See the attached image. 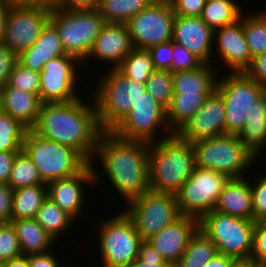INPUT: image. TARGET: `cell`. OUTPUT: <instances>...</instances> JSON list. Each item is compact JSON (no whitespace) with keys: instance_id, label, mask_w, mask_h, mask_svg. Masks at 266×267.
<instances>
[{"instance_id":"4dcf8cb0","label":"cell","mask_w":266,"mask_h":267,"mask_svg":"<svg viewBox=\"0 0 266 267\" xmlns=\"http://www.w3.org/2000/svg\"><path fill=\"white\" fill-rule=\"evenodd\" d=\"M210 95H173L166 108L167 125L176 133L205 103Z\"/></svg>"},{"instance_id":"d590c367","label":"cell","mask_w":266,"mask_h":267,"mask_svg":"<svg viewBox=\"0 0 266 267\" xmlns=\"http://www.w3.org/2000/svg\"><path fill=\"white\" fill-rule=\"evenodd\" d=\"M28 128L0 110V151L20 152Z\"/></svg>"},{"instance_id":"cb8c5ba5","label":"cell","mask_w":266,"mask_h":267,"mask_svg":"<svg viewBox=\"0 0 266 267\" xmlns=\"http://www.w3.org/2000/svg\"><path fill=\"white\" fill-rule=\"evenodd\" d=\"M66 55L56 27L48 21L35 43L18 55V62L27 69L41 72L49 60Z\"/></svg>"},{"instance_id":"7402d4cb","label":"cell","mask_w":266,"mask_h":267,"mask_svg":"<svg viewBox=\"0 0 266 267\" xmlns=\"http://www.w3.org/2000/svg\"><path fill=\"white\" fill-rule=\"evenodd\" d=\"M198 228L199 220L197 218L181 215L148 240L155 247H158L164 260L174 266L181 258L190 238Z\"/></svg>"},{"instance_id":"be15d7a7","label":"cell","mask_w":266,"mask_h":267,"mask_svg":"<svg viewBox=\"0 0 266 267\" xmlns=\"http://www.w3.org/2000/svg\"><path fill=\"white\" fill-rule=\"evenodd\" d=\"M206 1H214V0H206ZM221 1H235V0H221Z\"/></svg>"},{"instance_id":"f546056e","label":"cell","mask_w":266,"mask_h":267,"mask_svg":"<svg viewBox=\"0 0 266 267\" xmlns=\"http://www.w3.org/2000/svg\"><path fill=\"white\" fill-rule=\"evenodd\" d=\"M216 254H218L217 246L205 232L198 228L173 267H204Z\"/></svg>"},{"instance_id":"7c38bea8","label":"cell","mask_w":266,"mask_h":267,"mask_svg":"<svg viewBox=\"0 0 266 267\" xmlns=\"http://www.w3.org/2000/svg\"><path fill=\"white\" fill-rule=\"evenodd\" d=\"M216 91L225 105V134L238 135L245 127L248 111L265 89L244 72H229L223 78L218 77Z\"/></svg>"},{"instance_id":"83f0119b","label":"cell","mask_w":266,"mask_h":267,"mask_svg":"<svg viewBox=\"0 0 266 267\" xmlns=\"http://www.w3.org/2000/svg\"><path fill=\"white\" fill-rule=\"evenodd\" d=\"M10 223L15 229L23 255L43 254L52 250L55 239L34 218L12 220Z\"/></svg>"},{"instance_id":"d4e9b609","label":"cell","mask_w":266,"mask_h":267,"mask_svg":"<svg viewBox=\"0 0 266 267\" xmlns=\"http://www.w3.org/2000/svg\"><path fill=\"white\" fill-rule=\"evenodd\" d=\"M245 177L230 178L219 195L215 211L252 220L250 181Z\"/></svg>"},{"instance_id":"b9f144b4","label":"cell","mask_w":266,"mask_h":267,"mask_svg":"<svg viewBox=\"0 0 266 267\" xmlns=\"http://www.w3.org/2000/svg\"><path fill=\"white\" fill-rule=\"evenodd\" d=\"M21 255L15 229L10 222H6L0 229V261L6 262Z\"/></svg>"},{"instance_id":"7a4b0ae2","label":"cell","mask_w":266,"mask_h":267,"mask_svg":"<svg viewBox=\"0 0 266 267\" xmlns=\"http://www.w3.org/2000/svg\"><path fill=\"white\" fill-rule=\"evenodd\" d=\"M71 102L42 103L32 130L39 136L71 146L91 162L102 129L99 126L93 99Z\"/></svg>"},{"instance_id":"c3c4849f","label":"cell","mask_w":266,"mask_h":267,"mask_svg":"<svg viewBox=\"0 0 266 267\" xmlns=\"http://www.w3.org/2000/svg\"><path fill=\"white\" fill-rule=\"evenodd\" d=\"M177 16L200 17L206 0H169Z\"/></svg>"},{"instance_id":"277c9868","label":"cell","mask_w":266,"mask_h":267,"mask_svg":"<svg viewBox=\"0 0 266 267\" xmlns=\"http://www.w3.org/2000/svg\"><path fill=\"white\" fill-rule=\"evenodd\" d=\"M108 69L91 95L103 131H111L131 111L133 103L146 92L145 83L127 78L117 69Z\"/></svg>"},{"instance_id":"7bdbcfd3","label":"cell","mask_w":266,"mask_h":267,"mask_svg":"<svg viewBox=\"0 0 266 267\" xmlns=\"http://www.w3.org/2000/svg\"><path fill=\"white\" fill-rule=\"evenodd\" d=\"M259 175L255 183L250 181L253 221L266 220V174Z\"/></svg>"},{"instance_id":"ab89813d","label":"cell","mask_w":266,"mask_h":267,"mask_svg":"<svg viewBox=\"0 0 266 267\" xmlns=\"http://www.w3.org/2000/svg\"><path fill=\"white\" fill-rule=\"evenodd\" d=\"M7 84L22 91L39 95L40 73L27 69L17 62L9 75Z\"/></svg>"},{"instance_id":"3957f363","label":"cell","mask_w":266,"mask_h":267,"mask_svg":"<svg viewBox=\"0 0 266 267\" xmlns=\"http://www.w3.org/2000/svg\"><path fill=\"white\" fill-rule=\"evenodd\" d=\"M196 166L195 150L190 142L181 140L175 133L150 143V190L176 194L192 175Z\"/></svg>"},{"instance_id":"ffe728a7","label":"cell","mask_w":266,"mask_h":267,"mask_svg":"<svg viewBox=\"0 0 266 267\" xmlns=\"http://www.w3.org/2000/svg\"><path fill=\"white\" fill-rule=\"evenodd\" d=\"M242 15L244 12L237 22L214 30V44H217L214 49H217L218 58L227 65L230 73L244 72L252 61L244 35Z\"/></svg>"},{"instance_id":"ee69618b","label":"cell","mask_w":266,"mask_h":267,"mask_svg":"<svg viewBox=\"0 0 266 267\" xmlns=\"http://www.w3.org/2000/svg\"><path fill=\"white\" fill-rule=\"evenodd\" d=\"M172 66L170 72L188 71L198 69L203 62L188 51L183 45L173 42Z\"/></svg>"},{"instance_id":"9f6ffc18","label":"cell","mask_w":266,"mask_h":267,"mask_svg":"<svg viewBox=\"0 0 266 267\" xmlns=\"http://www.w3.org/2000/svg\"><path fill=\"white\" fill-rule=\"evenodd\" d=\"M56 0H9L12 6L53 7Z\"/></svg>"},{"instance_id":"ba28073f","label":"cell","mask_w":266,"mask_h":267,"mask_svg":"<svg viewBox=\"0 0 266 267\" xmlns=\"http://www.w3.org/2000/svg\"><path fill=\"white\" fill-rule=\"evenodd\" d=\"M255 221L215 210L199 220V228L217 246L218 253L236 260H250Z\"/></svg>"},{"instance_id":"836d02e7","label":"cell","mask_w":266,"mask_h":267,"mask_svg":"<svg viewBox=\"0 0 266 267\" xmlns=\"http://www.w3.org/2000/svg\"><path fill=\"white\" fill-rule=\"evenodd\" d=\"M236 1H206L200 18L213 30L237 22L242 14V8Z\"/></svg>"},{"instance_id":"6da1fadb","label":"cell","mask_w":266,"mask_h":267,"mask_svg":"<svg viewBox=\"0 0 266 267\" xmlns=\"http://www.w3.org/2000/svg\"><path fill=\"white\" fill-rule=\"evenodd\" d=\"M149 149L150 143L126 140L112 131H102L91 163L101 161L112 188L128 203L150 189Z\"/></svg>"},{"instance_id":"816d5d0a","label":"cell","mask_w":266,"mask_h":267,"mask_svg":"<svg viewBox=\"0 0 266 267\" xmlns=\"http://www.w3.org/2000/svg\"><path fill=\"white\" fill-rule=\"evenodd\" d=\"M54 5L68 10H95L99 0H56Z\"/></svg>"},{"instance_id":"484cf974","label":"cell","mask_w":266,"mask_h":267,"mask_svg":"<svg viewBox=\"0 0 266 267\" xmlns=\"http://www.w3.org/2000/svg\"><path fill=\"white\" fill-rule=\"evenodd\" d=\"M212 67L203 63L198 69L173 73L174 95H211L218 80Z\"/></svg>"},{"instance_id":"f6af8a7d","label":"cell","mask_w":266,"mask_h":267,"mask_svg":"<svg viewBox=\"0 0 266 267\" xmlns=\"http://www.w3.org/2000/svg\"><path fill=\"white\" fill-rule=\"evenodd\" d=\"M250 260L255 266L266 267V220L255 221Z\"/></svg>"},{"instance_id":"f35d334b","label":"cell","mask_w":266,"mask_h":267,"mask_svg":"<svg viewBox=\"0 0 266 267\" xmlns=\"http://www.w3.org/2000/svg\"><path fill=\"white\" fill-rule=\"evenodd\" d=\"M146 91L153 98L167 108L174 95L173 93V73L170 71L155 70L145 82Z\"/></svg>"},{"instance_id":"30bf717a","label":"cell","mask_w":266,"mask_h":267,"mask_svg":"<svg viewBox=\"0 0 266 267\" xmlns=\"http://www.w3.org/2000/svg\"><path fill=\"white\" fill-rule=\"evenodd\" d=\"M126 215L132 220L143 241L159 233L164 227L177 220L181 213L174 194L147 190L129 201Z\"/></svg>"},{"instance_id":"91938a15","label":"cell","mask_w":266,"mask_h":267,"mask_svg":"<svg viewBox=\"0 0 266 267\" xmlns=\"http://www.w3.org/2000/svg\"><path fill=\"white\" fill-rule=\"evenodd\" d=\"M251 260H236L230 267H254Z\"/></svg>"},{"instance_id":"2e32d148","label":"cell","mask_w":266,"mask_h":267,"mask_svg":"<svg viewBox=\"0 0 266 267\" xmlns=\"http://www.w3.org/2000/svg\"><path fill=\"white\" fill-rule=\"evenodd\" d=\"M50 13L51 7L11 6L2 42L20 55L38 39Z\"/></svg>"},{"instance_id":"5bb4252c","label":"cell","mask_w":266,"mask_h":267,"mask_svg":"<svg viewBox=\"0 0 266 267\" xmlns=\"http://www.w3.org/2000/svg\"><path fill=\"white\" fill-rule=\"evenodd\" d=\"M175 14L169 0H155L125 24L134 48L150 47L172 40Z\"/></svg>"},{"instance_id":"f907efd6","label":"cell","mask_w":266,"mask_h":267,"mask_svg":"<svg viewBox=\"0 0 266 267\" xmlns=\"http://www.w3.org/2000/svg\"><path fill=\"white\" fill-rule=\"evenodd\" d=\"M13 189L5 182H0V217L6 222L11 221Z\"/></svg>"},{"instance_id":"bcb514c9","label":"cell","mask_w":266,"mask_h":267,"mask_svg":"<svg viewBox=\"0 0 266 267\" xmlns=\"http://www.w3.org/2000/svg\"><path fill=\"white\" fill-rule=\"evenodd\" d=\"M147 50L151 55L155 70L170 71L173 56L172 40L156 44Z\"/></svg>"},{"instance_id":"680465c9","label":"cell","mask_w":266,"mask_h":267,"mask_svg":"<svg viewBox=\"0 0 266 267\" xmlns=\"http://www.w3.org/2000/svg\"><path fill=\"white\" fill-rule=\"evenodd\" d=\"M7 267H30L28 257L21 255L17 258H13L7 261Z\"/></svg>"},{"instance_id":"74e56055","label":"cell","mask_w":266,"mask_h":267,"mask_svg":"<svg viewBox=\"0 0 266 267\" xmlns=\"http://www.w3.org/2000/svg\"><path fill=\"white\" fill-rule=\"evenodd\" d=\"M243 29L251 57L266 52V17L259 12L245 14Z\"/></svg>"},{"instance_id":"8fae6325","label":"cell","mask_w":266,"mask_h":267,"mask_svg":"<svg viewBox=\"0 0 266 267\" xmlns=\"http://www.w3.org/2000/svg\"><path fill=\"white\" fill-rule=\"evenodd\" d=\"M229 179L224 173L195 166L192 175L175 194L181 215L200 220L214 210Z\"/></svg>"},{"instance_id":"52a82bcc","label":"cell","mask_w":266,"mask_h":267,"mask_svg":"<svg viewBox=\"0 0 266 267\" xmlns=\"http://www.w3.org/2000/svg\"><path fill=\"white\" fill-rule=\"evenodd\" d=\"M57 29L66 54L81 62L87 58L96 37L106 24L95 10H68L51 7L50 20Z\"/></svg>"},{"instance_id":"9a60e30c","label":"cell","mask_w":266,"mask_h":267,"mask_svg":"<svg viewBox=\"0 0 266 267\" xmlns=\"http://www.w3.org/2000/svg\"><path fill=\"white\" fill-rule=\"evenodd\" d=\"M77 63L82 62L69 54L45 63L40 72L39 97L42 103L71 102L80 99L76 88Z\"/></svg>"},{"instance_id":"ac0fdd59","label":"cell","mask_w":266,"mask_h":267,"mask_svg":"<svg viewBox=\"0 0 266 267\" xmlns=\"http://www.w3.org/2000/svg\"><path fill=\"white\" fill-rule=\"evenodd\" d=\"M97 168L90 162L74 176L49 181L47 183L48 198L71 215L75 221L78 220L83 211L82 208L86 206L84 185H92L99 179L97 178L100 177L97 176L99 173L95 171Z\"/></svg>"},{"instance_id":"7dc6e473","label":"cell","mask_w":266,"mask_h":267,"mask_svg":"<svg viewBox=\"0 0 266 267\" xmlns=\"http://www.w3.org/2000/svg\"><path fill=\"white\" fill-rule=\"evenodd\" d=\"M17 62L18 56L0 42V88L7 84L9 75Z\"/></svg>"},{"instance_id":"d6986e66","label":"cell","mask_w":266,"mask_h":267,"mask_svg":"<svg viewBox=\"0 0 266 267\" xmlns=\"http://www.w3.org/2000/svg\"><path fill=\"white\" fill-rule=\"evenodd\" d=\"M172 42L183 45L204 64L212 65L214 30L200 17L175 15Z\"/></svg>"},{"instance_id":"1f68e13d","label":"cell","mask_w":266,"mask_h":267,"mask_svg":"<svg viewBox=\"0 0 266 267\" xmlns=\"http://www.w3.org/2000/svg\"><path fill=\"white\" fill-rule=\"evenodd\" d=\"M34 219L55 240L65 233L66 229L74 226L75 219L48 197L41 204ZM74 220V221H73ZM71 225V226H70Z\"/></svg>"},{"instance_id":"8d00e7d4","label":"cell","mask_w":266,"mask_h":267,"mask_svg":"<svg viewBox=\"0 0 266 267\" xmlns=\"http://www.w3.org/2000/svg\"><path fill=\"white\" fill-rule=\"evenodd\" d=\"M8 184L13 190H16L22 187L47 183L40 177L33 161L21 150L14 159Z\"/></svg>"},{"instance_id":"6125c7cd","label":"cell","mask_w":266,"mask_h":267,"mask_svg":"<svg viewBox=\"0 0 266 267\" xmlns=\"http://www.w3.org/2000/svg\"><path fill=\"white\" fill-rule=\"evenodd\" d=\"M0 267H7V261L6 262L0 261Z\"/></svg>"},{"instance_id":"4fadbf2b","label":"cell","mask_w":266,"mask_h":267,"mask_svg":"<svg viewBox=\"0 0 266 267\" xmlns=\"http://www.w3.org/2000/svg\"><path fill=\"white\" fill-rule=\"evenodd\" d=\"M160 128V132H164L163 139L174 134L167 125L166 108L146 91L111 131L126 140L153 143L159 139L156 131Z\"/></svg>"},{"instance_id":"11a10c76","label":"cell","mask_w":266,"mask_h":267,"mask_svg":"<svg viewBox=\"0 0 266 267\" xmlns=\"http://www.w3.org/2000/svg\"><path fill=\"white\" fill-rule=\"evenodd\" d=\"M11 6L12 4L9 2V0H0V42H2L4 38L7 18H8Z\"/></svg>"},{"instance_id":"681fc988","label":"cell","mask_w":266,"mask_h":267,"mask_svg":"<svg viewBox=\"0 0 266 267\" xmlns=\"http://www.w3.org/2000/svg\"><path fill=\"white\" fill-rule=\"evenodd\" d=\"M244 73L266 90V52L253 57Z\"/></svg>"},{"instance_id":"44dd1931","label":"cell","mask_w":266,"mask_h":267,"mask_svg":"<svg viewBox=\"0 0 266 267\" xmlns=\"http://www.w3.org/2000/svg\"><path fill=\"white\" fill-rule=\"evenodd\" d=\"M133 49L125 23H106L84 61L96 58L110 64L111 69H116Z\"/></svg>"},{"instance_id":"db71d44e","label":"cell","mask_w":266,"mask_h":267,"mask_svg":"<svg viewBox=\"0 0 266 267\" xmlns=\"http://www.w3.org/2000/svg\"><path fill=\"white\" fill-rule=\"evenodd\" d=\"M17 153L0 151V182L8 183Z\"/></svg>"},{"instance_id":"f1b7e54d","label":"cell","mask_w":266,"mask_h":267,"mask_svg":"<svg viewBox=\"0 0 266 267\" xmlns=\"http://www.w3.org/2000/svg\"><path fill=\"white\" fill-rule=\"evenodd\" d=\"M47 197V184H36L13 190L11 221L34 218Z\"/></svg>"},{"instance_id":"8992f818","label":"cell","mask_w":266,"mask_h":267,"mask_svg":"<svg viewBox=\"0 0 266 267\" xmlns=\"http://www.w3.org/2000/svg\"><path fill=\"white\" fill-rule=\"evenodd\" d=\"M192 145L196 166L224 173L230 178L247 176V168L250 171L256 163V156L241 143L236 134H224L196 141Z\"/></svg>"},{"instance_id":"f5cc1de1","label":"cell","mask_w":266,"mask_h":267,"mask_svg":"<svg viewBox=\"0 0 266 267\" xmlns=\"http://www.w3.org/2000/svg\"><path fill=\"white\" fill-rule=\"evenodd\" d=\"M27 257L30 267H60L62 264L51 251L43 254H32ZM62 267H64V264Z\"/></svg>"},{"instance_id":"e575fe53","label":"cell","mask_w":266,"mask_h":267,"mask_svg":"<svg viewBox=\"0 0 266 267\" xmlns=\"http://www.w3.org/2000/svg\"><path fill=\"white\" fill-rule=\"evenodd\" d=\"M116 69L123 76L141 83H145L155 71L149 51L139 48H134Z\"/></svg>"},{"instance_id":"e0dca14e","label":"cell","mask_w":266,"mask_h":267,"mask_svg":"<svg viewBox=\"0 0 266 267\" xmlns=\"http://www.w3.org/2000/svg\"><path fill=\"white\" fill-rule=\"evenodd\" d=\"M221 95L215 90L203 106L175 133L191 144L225 134L226 112Z\"/></svg>"},{"instance_id":"6f0895ef","label":"cell","mask_w":266,"mask_h":267,"mask_svg":"<svg viewBox=\"0 0 266 267\" xmlns=\"http://www.w3.org/2000/svg\"><path fill=\"white\" fill-rule=\"evenodd\" d=\"M235 261L236 259L231 256L218 253L204 267H230Z\"/></svg>"},{"instance_id":"60d3db41","label":"cell","mask_w":266,"mask_h":267,"mask_svg":"<svg viewBox=\"0 0 266 267\" xmlns=\"http://www.w3.org/2000/svg\"><path fill=\"white\" fill-rule=\"evenodd\" d=\"M126 267H173L161 256L158 247L149 240L143 241L139 246L138 258Z\"/></svg>"},{"instance_id":"e7e4bbea","label":"cell","mask_w":266,"mask_h":267,"mask_svg":"<svg viewBox=\"0 0 266 267\" xmlns=\"http://www.w3.org/2000/svg\"><path fill=\"white\" fill-rule=\"evenodd\" d=\"M261 13L266 17V11L265 12L261 11Z\"/></svg>"},{"instance_id":"5b68a950","label":"cell","mask_w":266,"mask_h":267,"mask_svg":"<svg viewBox=\"0 0 266 267\" xmlns=\"http://www.w3.org/2000/svg\"><path fill=\"white\" fill-rule=\"evenodd\" d=\"M22 150L36 165L45 183L74 176L90 162L76 149L45 139L28 129Z\"/></svg>"},{"instance_id":"9c48e42d","label":"cell","mask_w":266,"mask_h":267,"mask_svg":"<svg viewBox=\"0 0 266 267\" xmlns=\"http://www.w3.org/2000/svg\"><path fill=\"white\" fill-rule=\"evenodd\" d=\"M98 230L102 267H126L138 258L143 240L124 211L100 222Z\"/></svg>"},{"instance_id":"d6a6232c","label":"cell","mask_w":266,"mask_h":267,"mask_svg":"<svg viewBox=\"0 0 266 267\" xmlns=\"http://www.w3.org/2000/svg\"><path fill=\"white\" fill-rule=\"evenodd\" d=\"M155 0H99L98 12L106 23H126Z\"/></svg>"},{"instance_id":"603a6c76","label":"cell","mask_w":266,"mask_h":267,"mask_svg":"<svg viewBox=\"0 0 266 267\" xmlns=\"http://www.w3.org/2000/svg\"><path fill=\"white\" fill-rule=\"evenodd\" d=\"M42 106L39 95L22 91L6 84L0 88V110L32 129Z\"/></svg>"},{"instance_id":"94428289","label":"cell","mask_w":266,"mask_h":267,"mask_svg":"<svg viewBox=\"0 0 266 267\" xmlns=\"http://www.w3.org/2000/svg\"><path fill=\"white\" fill-rule=\"evenodd\" d=\"M6 221L0 217V229L4 226Z\"/></svg>"},{"instance_id":"4316f807","label":"cell","mask_w":266,"mask_h":267,"mask_svg":"<svg viewBox=\"0 0 266 267\" xmlns=\"http://www.w3.org/2000/svg\"><path fill=\"white\" fill-rule=\"evenodd\" d=\"M246 118L245 127L238 136L257 160L266 146V90L255 100Z\"/></svg>"}]
</instances>
